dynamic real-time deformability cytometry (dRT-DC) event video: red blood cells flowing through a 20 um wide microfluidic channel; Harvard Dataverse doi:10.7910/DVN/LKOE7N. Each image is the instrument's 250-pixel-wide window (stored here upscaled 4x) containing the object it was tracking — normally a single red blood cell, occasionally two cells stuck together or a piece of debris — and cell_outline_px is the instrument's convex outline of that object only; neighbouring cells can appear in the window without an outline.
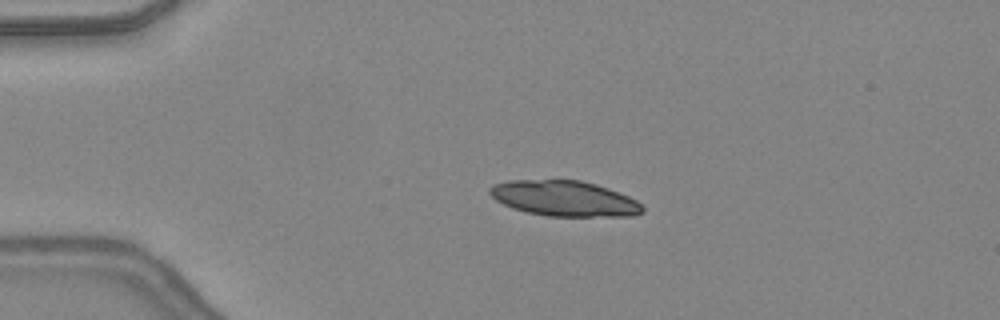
{"species": "common noctule bat (a hibernating species)", "species_latin": "Nyctalus noctula", "temperature_condition": "warm", "stored_images_in_passage": 39, "camera_frame_rate_fps": 3000, "um_per_image_px": 0.085, "animal": {"sex": "female", "body_mass_g": 24.6, "forearm_length_mm": 56.2}, "frame": {"image": 1, "passage_image": 3, "time_ms": 0.667, "image_size_px": [1000, 320], "cell_outline_px": [[644, 212], [632, 216], [548, 216], [524, 212], [512, 208], [496, 200], [488, 192], [488, 188], [492, 184], [508, 180], [580, 180], [596, 184], [608, 188], [628, 196], [636, 200], [644, 208]], "centroid_in_image_um": [47.94, 16.87], "position_along_channel_um": 37.1, "area_um2": 31.67}}